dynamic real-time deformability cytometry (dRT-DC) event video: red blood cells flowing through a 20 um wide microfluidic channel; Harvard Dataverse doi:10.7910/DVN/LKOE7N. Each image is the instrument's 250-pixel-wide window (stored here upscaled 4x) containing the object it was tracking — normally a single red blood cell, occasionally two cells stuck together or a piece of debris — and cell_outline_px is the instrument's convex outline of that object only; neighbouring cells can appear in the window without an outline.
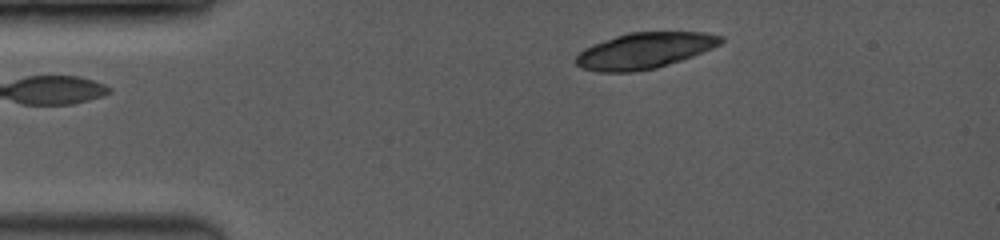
{"species": "common noctule bat (a hibernating species)", "species_latin": "Nyctalus noctula", "temperature_condition": "room temperature", "stored_images_in_passage": 2, "camera_frame_rate_fps": 3500, "um_per_image_px": 0.085, "animal": {"sex": "female", "body_mass_g": 19.0, "forearm_length_mm": 53.3}, "frame": {"image": 1, "passage_image": 2, "time_ms": 1.143, "image_size_px": [1000, 240], "cell_outline_px": [[724, 40], [720, 44], [712, 48], [692, 56], [656, 68], [632, 72], [600, 72], [580, 68], [576, 64], [576, 56], [584, 48], [616, 36], [628, 32], [704, 32], [724, 36]], "centroid_in_image_um": [54.79, 4.3], "position_along_channel_um": 30.2, "area_um2": 30.17}}